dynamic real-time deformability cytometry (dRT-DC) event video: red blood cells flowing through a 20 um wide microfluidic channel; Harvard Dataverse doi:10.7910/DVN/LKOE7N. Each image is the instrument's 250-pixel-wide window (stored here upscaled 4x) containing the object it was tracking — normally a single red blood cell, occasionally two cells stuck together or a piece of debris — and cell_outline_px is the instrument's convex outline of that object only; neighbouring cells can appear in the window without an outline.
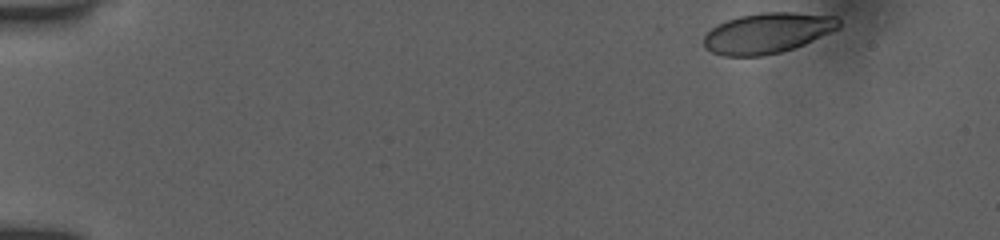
{"species": "human", "species_latin": "Homo sapiens", "temperature_condition": "room temperature", "stored_images_in_passage": 49, "camera_frame_rate_fps": 3000, "um_per_image_px": 0.085, "donor": {"sex": "female"}, "frame": {"image": 1, "passage_image": 1, "time_ms": 0.0, "image_size_px": [1000, 240], "cell_outline_px": [[840, 28], [804, 44], [780, 52], [760, 56], [724, 56], [712, 52], [704, 48], [704, 36], [716, 24], [740, 16], [760, 12], [792, 12], [836, 16], [840, 20]], "centroid_in_image_um": [65.23, 2.8], "position_along_channel_um": 19.8, "area_um2": 31.79}}
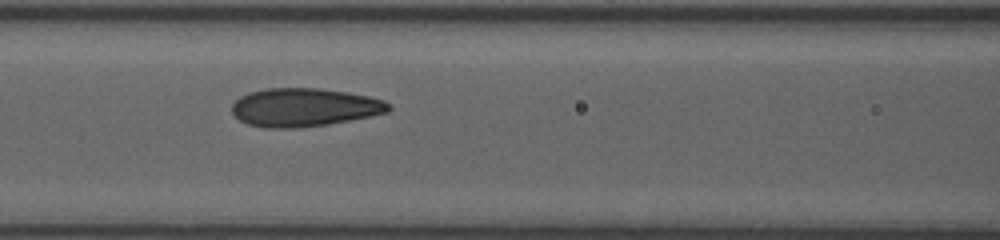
{"frame": {"image": 2, "passage_image": 20, "time_ms": 6.333, "image_size_px": [1000, 240], "cell_outline_px": [[392, 108], [388, 112], [372, 116], [328, 124], [300, 128], [264, 128], [248, 124], [240, 120], [232, 112], [232, 104], [240, 96], [248, 92], [264, 88], [320, 88], [348, 92], [368, 96], [384, 100]], "centroid_in_image_um": [25.85, 9.12], "position_along_channel_um": 140.7, "area_um2": 35.26}}
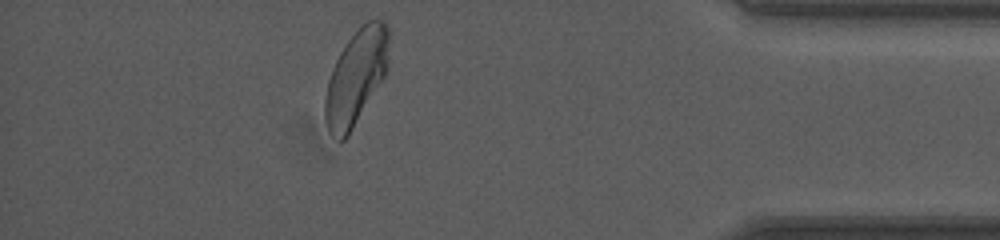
{"frame": {"image": 3, "passage_image": 43, "time_ms": 14.0, "image_size_px": [1000, 240], "cell_outline_px": [[392, 32], [388, 68], [384, 76], [348, 136], [340, 144], [328, 132], [324, 116], [324, 100], [328, 80], [332, 68], [340, 52], [348, 40], [360, 24], [368, 20], [384, 20]], "centroid_in_image_um": [30.29, 6.52], "position_along_channel_um": 404.9, "area_um2": 36.01}, "authors_computed_cell_mechanics": {"area_um2": 34.4488, "velocity_mm_per_s": 3.8958, "shape_relaxation_time_tau1_ms": 3.6373, "shape_relaxation_time_tau2_ms": 0.7513, "deformation_change_tau1": 0.1303, "deformation_change_tau2": 0.0514}}